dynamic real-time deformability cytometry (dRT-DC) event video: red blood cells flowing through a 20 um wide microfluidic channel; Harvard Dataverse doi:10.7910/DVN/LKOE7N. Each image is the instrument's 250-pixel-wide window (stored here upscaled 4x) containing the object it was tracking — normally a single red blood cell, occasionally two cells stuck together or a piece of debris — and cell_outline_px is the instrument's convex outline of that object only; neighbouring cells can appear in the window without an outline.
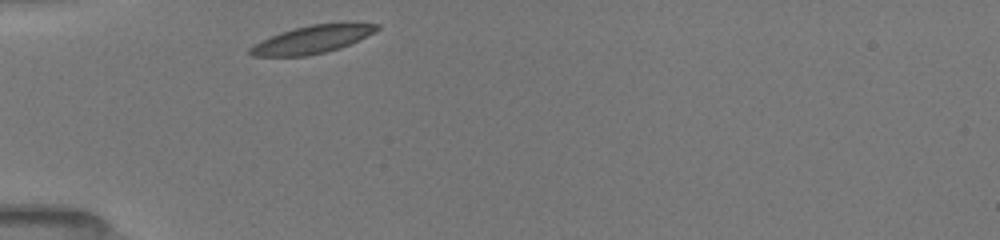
{"species": "common noctule bat (a hibernating species)", "species_latin": "Nyctalus noctula", "temperature_condition": "room temperature", "stored_images_in_passage": 11, "camera_frame_rate_fps": 3000, "um_per_image_px": 0.085, "animal": {"sex": "female", "body_mass_g": 19.5, "forearm_length_mm": 54.1}, "frame": {"image": 1, "passage_image": 1, "time_ms": 0.0, "image_size_px": [1000, 240], "cell_outline_px": [[380, 28], [340, 48], [308, 56], [252, 56], [248, 52], [248, 48], [280, 32], [312, 24], [352, 20], [380, 24]], "centroid_in_image_um": [26.61, 3.31], "position_along_channel_um": 58.4, "area_um2": 20.69}}
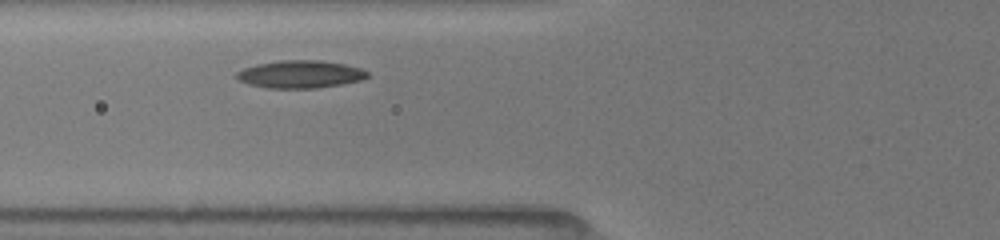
{"frame": {"image": 2, "passage_image": 8, "time_ms": 1.333, "image_size_px": [1000, 240], "cell_outline_px": [[372, 76], [360, 80], [340, 84], [316, 88], [268, 88], [248, 84], [240, 80], [236, 76], [236, 72], [244, 68], [256, 64], [280, 60], [320, 60], [344, 64], [360, 68], [368, 72]], "centroid_in_image_um": [25.53, 6.3], "position_along_channel_um": 100.3, "area_um2": 21.04}}